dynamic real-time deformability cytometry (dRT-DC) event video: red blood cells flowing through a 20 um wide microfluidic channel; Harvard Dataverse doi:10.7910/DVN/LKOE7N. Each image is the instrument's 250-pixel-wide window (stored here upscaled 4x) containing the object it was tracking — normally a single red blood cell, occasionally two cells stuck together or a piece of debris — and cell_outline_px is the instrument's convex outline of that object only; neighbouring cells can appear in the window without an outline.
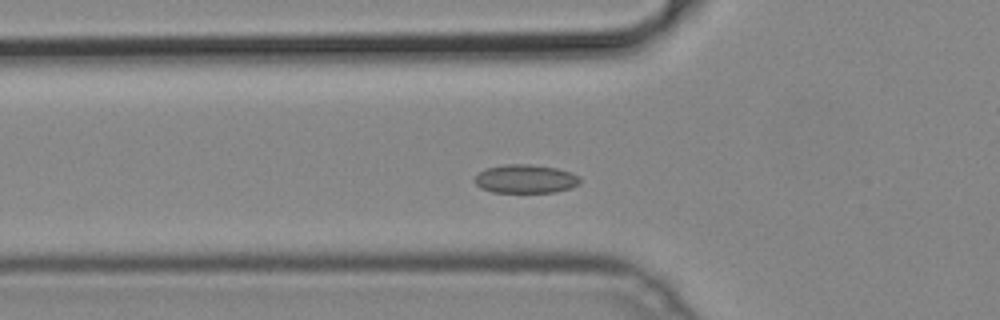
{"species": "common noctule bat (a hibernating species)", "species_latin": "Nyctalus noctula", "temperature_condition": "cold", "stored_images_in_passage": 37, "camera_frame_rate_fps": 3000, "um_per_image_px": 0.085, "animal": {"sex": "male", "body_mass_g": 19.2, "forearm_length_mm": 51.8}, "frame": {"image": 1, "passage_image": 11, "time_ms": 3.333, "image_size_px": [1000, 320], "cell_outline_px": [[580, 184], [572, 188], [556, 192], [492, 192], [480, 188], [476, 184], [476, 176], [484, 168], [504, 164], [528, 164], [556, 168], [572, 172], [580, 176]], "centroid_in_image_um": [44.7, 15.2], "position_along_channel_um": 81.1, "area_um2": 17.69}}
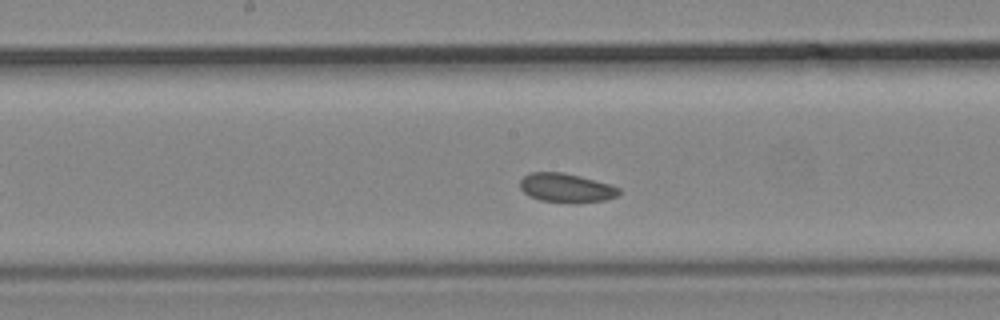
{"frame": {"image": 2, "passage_image": 20, "time_ms": 6.333, "image_size_px": [1000, 320], "cell_outline_px": [[620, 192], [616, 196], [604, 200], [540, 200], [528, 196], [520, 188], [520, 180], [528, 172], [560, 172], [580, 176], [608, 184], [620, 188]], "centroid_in_image_um": [48.05, 15.91], "position_along_channel_um": 200.1, "area_um2": 15.9}}
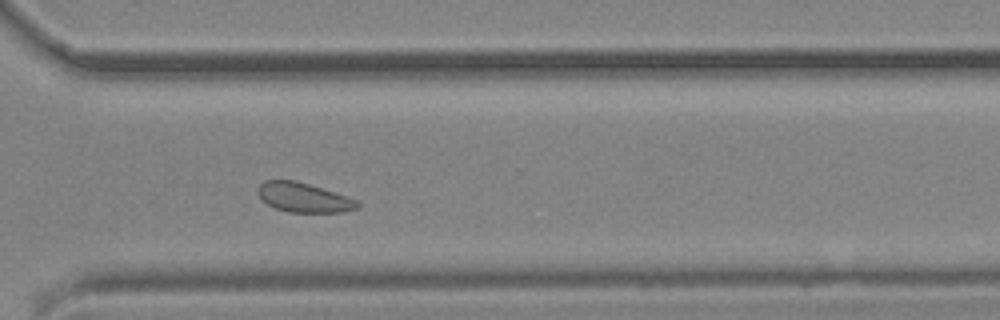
{"frame": {"image": 3, "passage_image": 31, "time_ms": 10.0, "image_size_px": [1000, 320], "cell_outline_px": [[360, 208], [340, 212], [288, 212], [276, 208], [268, 204], [256, 192], [256, 188], [264, 180], [296, 180], [356, 200], [360, 204]], "centroid_in_image_um": [25.77, 16.79], "position_along_channel_um": 344.8, "area_um2": 16.82}}